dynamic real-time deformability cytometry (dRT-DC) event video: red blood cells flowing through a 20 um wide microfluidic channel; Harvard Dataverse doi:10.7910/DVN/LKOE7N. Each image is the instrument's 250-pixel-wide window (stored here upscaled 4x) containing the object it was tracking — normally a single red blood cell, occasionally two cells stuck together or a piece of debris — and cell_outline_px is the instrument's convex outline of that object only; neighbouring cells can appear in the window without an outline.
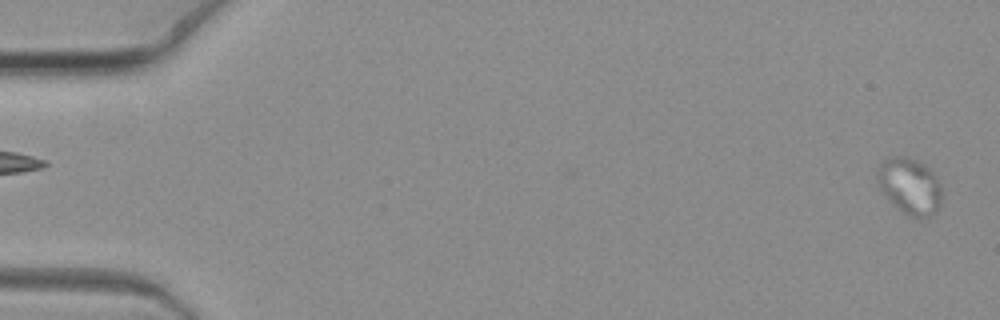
{"species": "common noctule bat (a hibernating species)", "species_latin": "Nyctalus noctula", "temperature_condition": "warm", "stored_images_in_passage": 6, "camera_frame_rate_fps": 3000, "um_per_image_px": 0.085, "animal": {"sex": "female", "body_mass_g": 19.3, "forearm_length_mm": 54.1}, "frame": {"image": 1, "passage_image": 1, "time_ms": 0.0, "image_size_px": [1000, 320], "cell_outline_px": [[940, 204], [932, 216], [908, 216], [896, 208], [892, 204], [880, 188], [876, 176], [876, 172], [880, 164], [888, 156], [904, 156], [916, 160], [924, 164], [936, 176], [940, 184]], "centroid_in_image_um": [77.3, 15.8], "position_along_channel_um": 7.7, "area_um2": 21.04}}
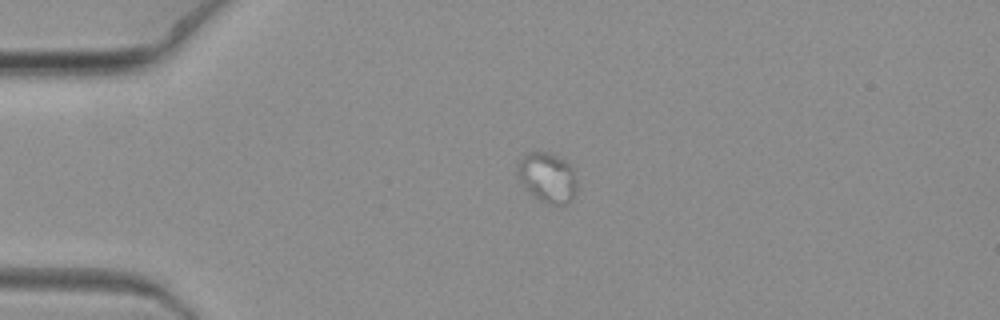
{"frame": {"image": 2, "passage_image": 6, "time_ms": 1.667, "image_size_px": [1000, 320], "cell_outline_px": [[576, 188], [572, 196], [564, 204], [556, 204], [540, 200], [520, 184], [516, 168], [516, 164], [528, 152], [548, 152], [564, 160], [572, 168], [576, 180]], "centroid_in_image_um": [46.48, 15.05], "position_along_channel_um": 38.5, "area_um2": 16.88}}